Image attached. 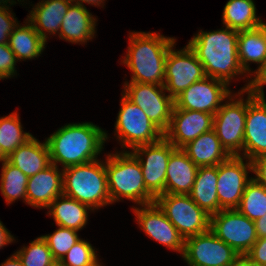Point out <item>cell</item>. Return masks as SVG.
I'll return each mask as SVG.
<instances>
[{
	"mask_svg": "<svg viewBox=\"0 0 266 266\" xmlns=\"http://www.w3.org/2000/svg\"><path fill=\"white\" fill-rule=\"evenodd\" d=\"M238 33L225 29L210 32L201 31L189 40V47L203 65L206 77L230 84L236 75H244L238 60Z\"/></svg>",
	"mask_w": 266,
	"mask_h": 266,
	"instance_id": "1",
	"label": "cell"
},
{
	"mask_svg": "<svg viewBox=\"0 0 266 266\" xmlns=\"http://www.w3.org/2000/svg\"><path fill=\"white\" fill-rule=\"evenodd\" d=\"M108 135L90 122L66 124L46 139L51 164L63 168L97 160Z\"/></svg>",
	"mask_w": 266,
	"mask_h": 266,
	"instance_id": "2",
	"label": "cell"
},
{
	"mask_svg": "<svg viewBox=\"0 0 266 266\" xmlns=\"http://www.w3.org/2000/svg\"><path fill=\"white\" fill-rule=\"evenodd\" d=\"M129 34L128 52L122 62L132 72L129 83L164 86L166 57L176 39L150 32Z\"/></svg>",
	"mask_w": 266,
	"mask_h": 266,
	"instance_id": "3",
	"label": "cell"
},
{
	"mask_svg": "<svg viewBox=\"0 0 266 266\" xmlns=\"http://www.w3.org/2000/svg\"><path fill=\"white\" fill-rule=\"evenodd\" d=\"M106 158L105 169L111 204L123 197L140 206L155 202V197L145 187L140 163L131 152H117L107 155Z\"/></svg>",
	"mask_w": 266,
	"mask_h": 266,
	"instance_id": "4",
	"label": "cell"
},
{
	"mask_svg": "<svg viewBox=\"0 0 266 266\" xmlns=\"http://www.w3.org/2000/svg\"><path fill=\"white\" fill-rule=\"evenodd\" d=\"M104 163L98 159L62 169L63 195L88 205L91 210L111 204Z\"/></svg>",
	"mask_w": 266,
	"mask_h": 266,
	"instance_id": "5",
	"label": "cell"
},
{
	"mask_svg": "<svg viewBox=\"0 0 266 266\" xmlns=\"http://www.w3.org/2000/svg\"><path fill=\"white\" fill-rule=\"evenodd\" d=\"M155 203L184 239L210 230L211 216L189 194H161Z\"/></svg>",
	"mask_w": 266,
	"mask_h": 266,
	"instance_id": "6",
	"label": "cell"
},
{
	"mask_svg": "<svg viewBox=\"0 0 266 266\" xmlns=\"http://www.w3.org/2000/svg\"><path fill=\"white\" fill-rule=\"evenodd\" d=\"M116 120L115 131L123 148L134 149L140 145L153 144L164 137V133L152 123L144 111L124 94Z\"/></svg>",
	"mask_w": 266,
	"mask_h": 266,
	"instance_id": "7",
	"label": "cell"
},
{
	"mask_svg": "<svg viewBox=\"0 0 266 266\" xmlns=\"http://www.w3.org/2000/svg\"><path fill=\"white\" fill-rule=\"evenodd\" d=\"M230 95L229 101L221 105L213 118V130L216 132L221 145L230 155H239L243 150L244 158V131L247 114V99L235 100Z\"/></svg>",
	"mask_w": 266,
	"mask_h": 266,
	"instance_id": "8",
	"label": "cell"
},
{
	"mask_svg": "<svg viewBox=\"0 0 266 266\" xmlns=\"http://www.w3.org/2000/svg\"><path fill=\"white\" fill-rule=\"evenodd\" d=\"M163 91L165 92V87L161 85L126 82L123 94L139 106L152 123L165 133L169 128L175 103L174 99Z\"/></svg>",
	"mask_w": 266,
	"mask_h": 266,
	"instance_id": "9",
	"label": "cell"
},
{
	"mask_svg": "<svg viewBox=\"0 0 266 266\" xmlns=\"http://www.w3.org/2000/svg\"><path fill=\"white\" fill-rule=\"evenodd\" d=\"M210 230L240 256L257 241L255 223L237 209H223L211 215Z\"/></svg>",
	"mask_w": 266,
	"mask_h": 266,
	"instance_id": "10",
	"label": "cell"
},
{
	"mask_svg": "<svg viewBox=\"0 0 266 266\" xmlns=\"http://www.w3.org/2000/svg\"><path fill=\"white\" fill-rule=\"evenodd\" d=\"M182 257L189 266H234L240 255L208 230L185 239Z\"/></svg>",
	"mask_w": 266,
	"mask_h": 266,
	"instance_id": "11",
	"label": "cell"
},
{
	"mask_svg": "<svg viewBox=\"0 0 266 266\" xmlns=\"http://www.w3.org/2000/svg\"><path fill=\"white\" fill-rule=\"evenodd\" d=\"M172 45L165 61L164 87L175 99L191 84L206 77L203 65L194 51L187 44L182 50L176 51Z\"/></svg>",
	"mask_w": 266,
	"mask_h": 266,
	"instance_id": "12",
	"label": "cell"
},
{
	"mask_svg": "<svg viewBox=\"0 0 266 266\" xmlns=\"http://www.w3.org/2000/svg\"><path fill=\"white\" fill-rule=\"evenodd\" d=\"M175 150L176 148L165 137L156 143L140 145L132 149L131 153L140 163L145 187L155 198L165 194L167 164Z\"/></svg>",
	"mask_w": 266,
	"mask_h": 266,
	"instance_id": "13",
	"label": "cell"
},
{
	"mask_svg": "<svg viewBox=\"0 0 266 266\" xmlns=\"http://www.w3.org/2000/svg\"><path fill=\"white\" fill-rule=\"evenodd\" d=\"M248 170L252 171V163L249 160L244 163L241 155H231L217 165L219 211L239 206L246 184L252 179Z\"/></svg>",
	"mask_w": 266,
	"mask_h": 266,
	"instance_id": "14",
	"label": "cell"
},
{
	"mask_svg": "<svg viewBox=\"0 0 266 266\" xmlns=\"http://www.w3.org/2000/svg\"><path fill=\"white\" fill-rule=\"evenodd\" d=\"M228 85L218 79L205 77L191 84L174 99L179 109L202 111L215 115L221 108V102L231 95Z\"/></svg>",
	"mask_w": 266,
	"mask_h": 266,
	"instance_id": "15",
	"label": "cell"
},
{
	"mask_svg": "<svg viewBox=\"0 0 266 266\" xmlns=\"http://www.w3.org/2000/svg\"><path fill=\"white\" fill-rule=\"evenodd\" d=\"M132 209L146 235L183 255L185 239L155 202Z\"/></svg>",
	"mask_w": 266,
	"mask_h": 266,
	"instance_id": "16",
	"label": "cell"
},
{
	"mask_svg": "<svg viewBox=\"0 0 266 266\" xmlns=\"http://www.w3.org/2000/svg\"><path fill=\"white\" fill-rule=\"evenodd\" d=\"M247 114L244 131V159L266 155V100L252 90L245 91Z\"/></svg>",
	"mask_w": 266,
	"mask_h": 266,
	"instance_id": "17",
	"label": "cell"
},
{
	"mask_svg": "<svg viewBox=\"0 0 266 266\" xmlns=\"http://www.w3.org/2000/svg\"><path fill=\"white\" fill-rule=\"evenodd\" d=\"M214 115L202 111L179 109L174 105L171 122L164 137L176 148L182 149L201 134L213 129Z\"/></svg>",
	"mask_w": 266,
	"mask_h": 266,
	"instance_id": "18",
	"label": "cell"
},
{
	"mask_svg": "<svg viewBox=\"0 0 266 266\" xmlns=\"http://www.w3.org/2000/svg\"><path fill=\"white\" fill-rule=\"evenodd\" d=\"M63 195V171L51 164L46 169L28 177L26 203L36 208H47Z\"/></svg>",
	"mask_w": 266,
	"mask_h": 266,
	"instance_id": "19",
	"label": "cell"
},
{
	"mask_svg": "<svg viewBox=\"0 0 266 266\" xmlns=\"http://www.w3.org/2000/svg\"><path fill=\"white\" fill-rule=\"evenodd\" d=\"M198 166L182 149H176L168 160L165 194H190L195 182Z\"/></svg>",
	"mask_w": 266,
	"mask_h": 266,
	"instance_id": "20",
	"label": "cell"
},
{
	"mask_svg": "<svg viewBox=\"0 0 266 266\" xmlns=\"http://www.w3.org/2000/svg\"><path fill=\"white\" fill-rule=\"evenodd\" d=\"M27 177L33 176L51 165L47 142L40 143L34 136L19 146L6 159Z\"/></svg>",
	"mask_w": 266,
	"mask_h": 266,
	"instance_id": "21",
	"label": "cell"
},
{
	"mask_svg": "<svg viewBox=\"0 0 266 266\" xmlns=\"http://www.w3.org/2000/svg\"><path fill=\"white\" fill-rule=\"evenodd\" d=\"M96 18L85 6L72 3L64 15L59 38L71 43H86L95 35Z\"/></svg>",
	"mask_w": 266,
	"mask_h": 266,
	"instance_id": "22",
	"label": "cell"
},
{
	"mask_svg": "<svg viewBox=\"0 0 266 266\" xmlns=\"http://www.w3.org/2000/svg\"><path fill=\"white\" fill-rule=\"evenodd\" d=\"M72 3L65 0H43L30 11L29 21L37 33L47 42V32L55 34L60 31L64 15ZM29 19V20H28ZM45 31V32H44Z\"/></svg>",
	"mask_w": 266,
	"mask_h": 266,
	"instance_id": "23",
	"label": "cell"
},
{
	"mask_svg": "<svg viewBox=\"0 0 266 266\" xmlns=\"http://www.w3.org/2000/svg\"><path fill=\"white\" fill-rule=\"evenodd\" d=\"M182 150L198 167L216 166L231 156L221 145L213 129L189 142Z\"/></svg>",
	"mask_w": 266,
	"mask_h": 266,
	"instance_id": "24",
	"label": "cell"
},
{
	"mask_svg": "<svg viewBox=\"0 0 266 266\" xmlns=\"http://www.w3.org/2000/svg\"><path fill=\"white\" fill-rule=\"evenodd\" d=\"M238 60L245 73H250L249 62L259 64L256 74L266 63V23L238 33Z\"/></svg>",
	"mask_w": 266,
	"mask_h": 266,
	"instance_id": "25",
	"label": "cell"
},
{
	"mask_svg": "<svg viewBox=\"0 0 266 266\" xmlns=\"http://www.w3.org/2000/svg\"><path fill=\"white\" fill-rule=\"evenodd\" d=\"M217 165L198 167L190 192L191 199L210 216L219 212Z\"/></svg>",
	"mask_w": 266,
	"mask_h": 266,
	"instance_id": "26",
	"label": "cell"
},
{
	"mask_svg": "<svg viewBox=\"0 0 266 266\" xmlns=\"http://www.w3.org/2000/svg\"><path fill=\"white\" fill-rule=\"evenodd\" d=\"M46 209H50L48 214L54 218L57 226L79 231L87 224V210L91 208L76 199L61 195Z\"/></svg>",
	"mask_w": 266,
	"mask_h": 266,
	"instance_id": "27",
	"label": "cell"
},
{
	"mask_svg": "<svg viewBox=\"0 0 266 266\" xmlns=\"http://www.w3.org/2000/svg\"><path fill=\"white\" fill-rule=\"evenodd\" d=\"M223 24L236 31L258 28L264 24L256 16L253 0H229L223 10Z\"/></svg>",
	"mask_w": 266,
	"mask_h": 266,
	"instance_id": "28",
	"label": "cell"
},
{
	"mask_svg": "<svg viewBox=\"0 0 266 266\" xmlns=\"http://www.w3.org/2000/svg\"><path fill=\"white\" fill-rule=\"evenodd\" d=\"M28 24L13 29L9 38V47L14 52L17 61L25 59H33L43 52L46 41L37 33L33 25Z\"/></svg>",
	"mask_w": 266,
	"mask_h": 266,
	"instance_id": "29",
	"label": "cell"
},
{
	"mask_svg": "<svg viewBox=\"0 0 266 266\" xmlns=\"http://www.w3.org/2000/svg\"><path fill=\"white\" fill-rule=\"evenodd\" d=\"M0 190L7 204L23 198L26 202V188L28 177L17 167L10 164L7 160L2 161Z\"/></svg>",
	"mask_w": 266,
	"mask_h": 266,
	"instance_id": "30",
	"label": "cell"
},
{
	"mask_svg": "<svg viewBox=\"0 0 266 266\" xmlns=\"http://www.w3.org/2000/svg\"><path fill=\"white\" fill-rule=\"evenodd\" d=\"M236 209L252 221L266 216V186L259 184L252 177L246 184Z\"/></svg>",
	"mask_w": 266,
	"mask_h": 266,
	"instance_id": "31",
	"label": "cell"
},
{
	"mask_svg": "<svg viewBox=\"0 0 266 266\" xmlns=\"http://www.w3.org/2000/svg\"><path fill=\"white\" fill-rule=\"evenodd\" d=\"M23 132L18 113L0 118V147L7 157L32 137L29 132Z\"/></svg>",
	"mask_w": 266,
	"mask_h": 266,
	"instance_id": "32",
	"label": "cell"
},
{
	"mask_svg": "<svg viewBox=\"0 0 266 266\" xmlns=\"http://www.w3.org/2000/svg\"><path fill=\"white\" fill-rule=\"evenodd\" d=\"M28 247L16 251L23 266H49L55 259L42 236L29 243Z\"/></svg>",
	"mask_w": 266,
	"mask_h": 266,
	"instance_id": "33",
	"label": "cell"
},
{
	"mask_svg": "<svg viewBox=\"0 0 266 266\" xmlns=\"http://www.w3.org/2000/svg\"><path fill=\"white\" fill-rule=\"evenodd\" d=\"M53 234L43 235L55 260L60 261L80 238L76 230L60 227Z\"/></svg>",
	"mask_w": 266,
	"mask_h": 266,
	"instance_id": "34",
	"label": "cell"
},
{
	"mask_svg": "<svg viewBox=\"0 0 266 266\" xmlns=\"http://www.w3.org/2000/svg\"><path fill=\"white\" fill-rule=\"evenodd\" d=\"M97 261L94 247L83 239L74 244L60 260L63 266H91Z\"/></svg>",
	"mask_w": 266,
	"mask_h": 266,
	"instance_id": "35",
	"label": "cell"
},
{
	"mask_svg": "<svg viewBox=\"0 0 266 266\" xmlns=\"http://www.w3.org/2000/svg\"><path fill=\"white\" fill-rule=\"evenodd\" d=\"M17 59L9 44H0V79H7L16 74Z\"/></svg>",
	"mask_w": 266,
	"mask_h": 266,
	"instance_id": "36",
	"label": "cell"
},
{
	"mask_svg": "<svg viewBox=\"0 0 266 266\" xmlns=\"http://www.w3.org/2000/svg\"><path fill=\"white\" fill-rule=\"evenodd\" d=\"M9 9L11 8L0 6V44L9 43L10 34L18 25L15 15Z\"/></svg>",
	"mask_w": 266,
	"mask_h": 266,
	"instance_id": "37",
	"label": "cell"
},
{
	"mask_svg": "<svg viewBox=\"0 0 266 266\" xmlns=\"http://www.w3.org/2000/svg\"><path fill=\"white\" fill-rule=\"evenodd\" d=\"M245 257L259 266H266V237L258 238Z\"/></svg>",
	"mask_w": 266,
	"mask_h": 266,
	"instance_id": "38",
	"label": "cell"
},
{
	"mask_svg": "<svg viewBox=\"0 0 266 266\" xmlns=\"http://www.w3.org/2000/svg\"><path fill=\"white\" fill-rule=\"evenodd\" d=\"M254 79L250 80V82L245 85L246 87H244L240 92H238L237 95H242L243 92H245L246 90H252L253 92H255L257 95L259 96H263L264 97V91H263V86L266 84V63L265 65L260 69V71H258L254 77Z\"/></svg>",
	"mask_w": 266,
	"mask_h": 266,
	"instance_id": "39",
	"label": "cell"
},
{
	"mask_svg": "<svg viewBox=\"0 0 266 266\" xmlns=\"http://www.w3.org/2000/svg\"><path fill=\"white\" fill-rule=\"evenodd\" d=\"M252 163V171L256 175L253 179L266 186V155H262L256 157L255 159L251 160Z\"/></svg>",
	"mask_w": 266,
	"mask_h": 266,
	"instance_id": "40",
	"label": "cell"
},
{
	"mask_svg": "<svg viewBox=\"0 0 266 266\" xmlns=\"http://www.w3.org/2000/svg\"><path fill=\"white\" fill-rule=\"evenodd\" d=\"M14 241V237L0 221V248Z\"/></svg>",
	"mask_w": 266,
	"mask_h": 266,
	"instance_id": "41",
	"label": "cell"
},
{
	"mask_svg": "<svg viewBox=\"0 0 266 266\" xmlns=\"http://www.w3.org/2000/svg\"><path fill=\"white\" fill-rule=\"evenodd\" d=\"M256 234L258 238H265L266 237V216L258 218L254 221Z\"/></svg>",
	"mask_w": 266,
	"mask_h": 266,
	"instance_id": "42",
	"label": "cell"
},
{
	"mask_svg": "<svg viewBox=\"0 0 266 266\" xmlns=\"http://www.w3.org/2000/svg\"><path fill=\"white\" fill-rule=\"evenodd\" d=\"M0 266H23L19 257L14 253L10 258L6 259Z\"/></svg>",
	"mask_w": 266,
	"mask_h": 266,
	"instance_id": "43",
	"label": "cell"
},
{
	"mask_svg": "<svg viewBox=\"0 0 266 266\" xmlns=\"http://www.w3.org/2000/svg\"><path fill=\"white\" fill-rule=\"evenodd\" d=\"M234 266H259L258 264H255L253 262H251L247 257L245 256H240L237 261L236 264Z\"/></svg>",
	"mask_w": 266,
	"mask_h": 266,
	"instance_id": "44",
	"label": "cell"
},
{
	"mask_svg": "<svg viewBox=\"0 0 266 266\" xmlns=\"http://www.w3.org/2000/svg\"><path fill=\"white\" fill-rule=\"evenodd\" d=\"M103 1L104 0H73V3L81 5V6H84L83 5V2H84V3H87V4H91V5L94 4V6H96V5L100 6V5H102Z\"/></svg>",
	"mask_w": 266,
	"mask_h": 266,
	"instance_id": "45",
	"label": "cell"
},
{
	"mask_svg": "<svg viewBox=\"0 0 266 266\" xmlns=\"http://www.w3.org/2000/svg\"><path fill=\"white\" fill-rule=\"evenodd\" d=\"M9 3H11V5L14 3H16L15 1L13 0H0V6L1 7H9V5H7ZM3 3V4H2Z\"/></svg>",
	"mask_w": 266,
	"mask_h": 266,
	"instance_id": "46",
	"label": "cell"
},
{
	"mask_svg": "<svg viewBox=\"0 0 266 266\" xmlns=\"http://www.w3.org/2000/svg\"><path fill=\"white\" fill-rule=\"evenodd\" d=\"M7 156L2 152L1 147H0V161L2 162L3 160H6Z\"/></svg>",
	"mask_w": 266,
	"mask_h": 266,
	"instance_id": "47",
	"label": "cell"
},
{
	"mask_svg": "<svg viewBox=\"0 0 266 266\" xmlns=\"http://www.w3.org/2000/svg\"><path fill=\"white\" fill-rule=\"evenodd\" d=\"M49 266H63V264L58 261V260H55L52 264H50Z\"/></svg>",
	"mask_w": 266,
	"mask_h": 266,
	"instance_id": "48",
	"label": "cell"
},
{
	"mask_svg": "<svg viewBox=\"0 0 266 266\" xmlns=\"http://www.w3.org/2000/svg\"><path fill=\"white\" fill-rule=\"evenodd\" d=\"M91 266H102V265H100V263L97 261L94 264H92Z\"/></svg>",
	"mask_w": 266,
	"mask_h": 266,
	"instance_id": "49",
	"label": "cell"
},
{
	"mask_svg": "<svg viewBox=\"0 0 266 266\" xmlns=\"http://www.w3.org/2000/svg\"><path fill=\"white\" fill-rule=\"evenodd\" d=\"M65 1H68V2H70V3H73V0H65Z\"/></svg>",
	"mask_w": 266,
	"mask_h": 266,
	"instance_id": "50",
	"label": "cell"
}]
</instances>
